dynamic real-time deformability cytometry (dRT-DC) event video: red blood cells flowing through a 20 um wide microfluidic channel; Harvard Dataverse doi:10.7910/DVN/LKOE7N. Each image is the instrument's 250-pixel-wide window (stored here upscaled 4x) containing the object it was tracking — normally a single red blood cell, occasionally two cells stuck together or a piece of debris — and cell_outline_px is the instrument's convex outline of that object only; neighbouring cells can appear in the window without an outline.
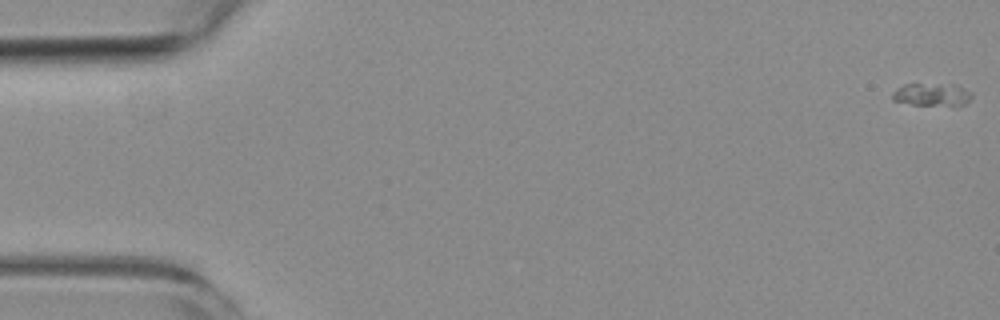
{"species": "common noctule bat (a hibernating species)", "species_latin": "Nyctalus noctula", "temperature_condition": "room temperature", "stored_images_in_passage": 7, "camera_frame_rate_fps": 3000, "um_per_image_px": 0.085, "animal": {"sex": "female", "body_mass_g": 19.3, "forearm_length_mm": 54.1}, "frame": {"image": 1, "passage_image": 1, "time_ms": 0.0, "image_size_px": [1000, 320], "cell_outline_px": [[972, 96], [964, 104], [912, 104], [892, 100], [892, 92], [904, 84], [956, 84], [972, 92]], "centroid_in_image_um": [79.2, 8.0], "position_along_channel_um": 5.8, "area_um2": 10.23}}
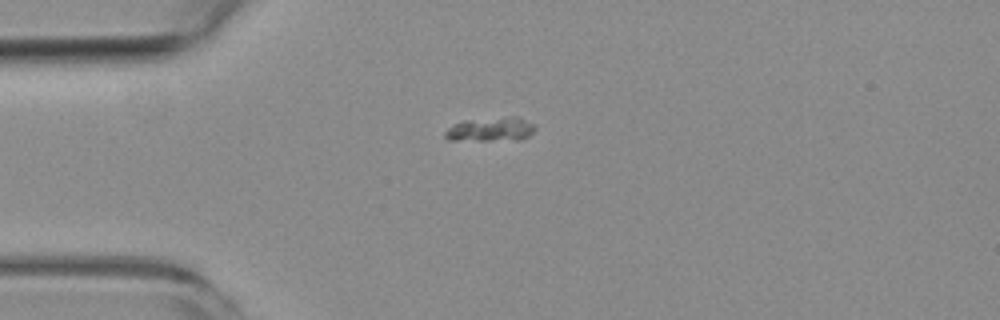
{"frame": {"image": 2, "passage_image": 5, "time_ms": 4.667, "image_size_px": [1000, 320], "cell_outline_px": [[536, 128], [528, 136], [520, 140], [448, 140], [444, 136], [444, 132], [452, 124], [464, 120], [512, 116], [516, 116], [536, 124]], "centroid_in_image_um": [41.71, 10.99], "position_along_channel_um": 43.3, "area_um2": 12.83}}
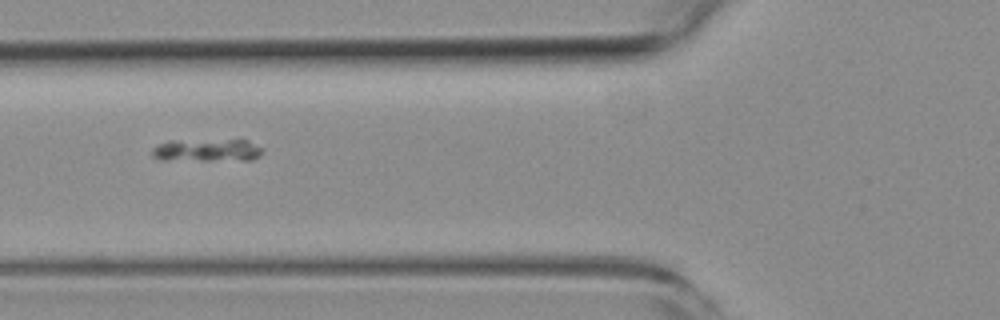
{"frame": {"image": 3, "passage_image": 7, "time_ms": 7.0, "image_size_px": [1000, 320], "cell_outline_px": [[264, 148], [260, 156], [252, 160], [160, 160], [152, 156], [152, 148], [160, 144], [172, 140], [248, 140]], "centroid_in_image_um": [17.62, 12.77], "position_along_channel_um": 108.2, "area_um2": 14.74}}